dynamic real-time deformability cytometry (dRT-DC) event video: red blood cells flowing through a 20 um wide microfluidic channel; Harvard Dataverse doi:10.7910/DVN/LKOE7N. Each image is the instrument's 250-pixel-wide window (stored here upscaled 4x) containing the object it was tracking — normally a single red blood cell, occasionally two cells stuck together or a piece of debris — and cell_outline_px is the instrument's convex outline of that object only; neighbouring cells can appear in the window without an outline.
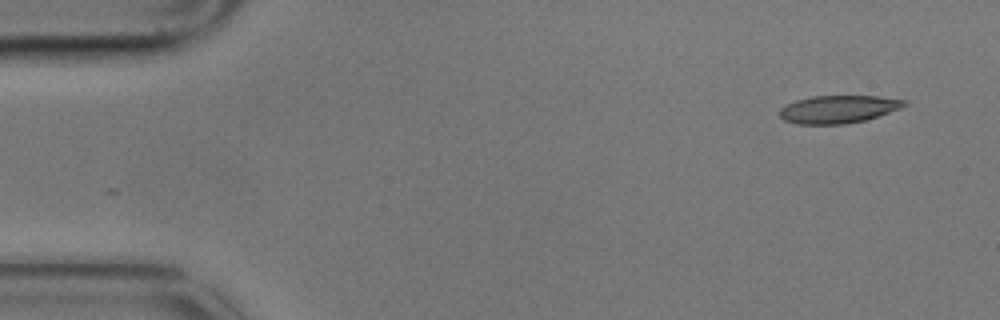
{"species": "common noctule bat (a hibernating species)", "species_latin": "Nyctalus noctula", "temperature_condition": "cold", "stored_images_in_passage": 4, "camera_frame_rate_fps": 3000, "um_per_image_px": 0.085, "animal": {"sex": "male", "body_mass_g": 17.9}, "frame": {"image": 1, "passage_image": 1, "time_ms": 0.0, "image_size_px": [1000, 320], "cell_outline_px": [[908, 104], [900, 108], [864, 120], [844, 124], [796, 124], [784, 120], [780, 116], [780, 108], [796, 100], [812, 96], [880, 96], [908, 100]], "centroid_in_image_um": [71.26, 9.27], "position_along_channel_um": 13.7, "area_um2": 20.06}}